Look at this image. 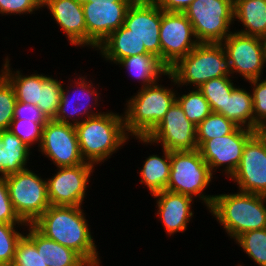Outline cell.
Returning <instances> with one entry per match:
<instances>
[{
	"mask_svg": "<svg viewBox=\"0 0 266 266\" xmlns=\"http://www.w3.org/2000/svg\"><path fill=\"white\" fill-rule=\"evenodd\" d=\"M170 87L156 82L138 89L136 94L126 100L123 115L129 137L146 138L160 123L176 101L175 92L178 91L173 89V86Z\"/></svg>",
	"mask_w": 266,
	"mask_h": 266,
	"instance_id": "obj_4",
	"label": "cell"
},
{
	"mask_svg": "<svg viewBox=\"0 0 266 266\" xmlns=\"http://www.w3.org/2000/svg\"><path fill=\"white\" fill-rule=\"evenodd\" d=\"M161 63L169 69L198 44L189 19L181 12L162 10L160 26Z\"/></svg>",
	"mask_w": 266,
	"mask_h": 266,
	"instance_id": "obj_13",
	"label": "cell"
},
{
	"mask_svg": "<svg viewBox=\"0 0 266 266\" xmlns=\"http://www.w3.org/2000/svg\"><path fill=\"white\" fill-rule=\"evenodd\" d=\"M14 119H25L37 123H47L49 120L36 105L20 101L16 102Z\"/></svg>",
	"mask_w": 266,
	"mask_h": 266,
	"instance_id": "obj_41",
	"label": "cell"
},
{
	"mask_svg": "<svg viewBox=\"0 0 266 266\" xmlns=\"http://www.w3.org/2000/svg\"><path fill=\"white\" fill-rule=\"evenodd\" d=\"M82 4L87 29V47L98 46L123 26L129 7L135 0H77Z\"/></svg>",
	"mask_w": 266,
	"mask_h": 266,
	"instance_id": "obj_10",
	"label": "cell"
},
{
	"mask_svg": "<svg viewBox=\"0 0 266 266\" xmlns=\"http://www.w3.org/2000/svg\"><path fill=\"white\" fill-rule=\"evenodd\" d=\"M11 266H47L35 244L23 235L18 241Z\"/></svg>",
	"mask_w": 266,
	"mask_h": 266,
	"instance_id": "obj_37",
	"label": "cell"
},
{
	"mask_svg": "<svg viewBox=\"0 0 266 266\" xmlns=\"http://www.w3.org/2000/svg\"><path fill=\"white\" fill-rule=\"evenodd\" d=\"M38 151L56 167L76 166L85 163L82 158L75 125L49 119L43 126Z\"/></svg>",
	"mask_w": 266,
	"mask_h": 266,
	"instance_id": "obj_15",
	"label": "cell"
},
{
	"mask_svg": "<svg viewBox=\"0 0 266 266\" xmlns=\"http://www.w3.org/2000/svg\"><path fill=\"white\" fill-rule=\"evenodd\" d=\"M237 125L225 116L212 112L196 126L198 148L206 141L230 134Z\"/></svg>",
	"mask_w": 266,
	"mask_h": 266,
	"instance_id": "obj_31",
	"label": "cell"
},
{
	"mask_svg": "<svg viewBox=\"0 0 266 266\" xmlns=\"http://www.w3.org/2000/svg\"><path fill=\"white\" fill-rule=\"evenodd\" d=\"M231 78L233 77L223 76L213 78L198 87V90L209 102L212 112L221 114V108H224L227 96L231 95L232 89L236 86Z\"/></svg>",
	"mask_w": 266,
	"mask_h": 266,
	"instance_id": "obj_29",
	"label": "cell"
},
{
	"mask_svg": "<svg viewBox=\"0 0 266 266\" xmlns=\"http://www.w3.org/2000/svg\"><path fill=\"white\" fill-rule=\"evenodd\" d=\"M0 73L10 82L15 91L16 100L33 105L40 102L41 86L43 82L50 76L45 74L23 75L20 70L10 68V59L6 57ZM12 69V70H11Z\"/></svg>",
	"mask_w": 266,
	"mask_h": 266,
	"instance_id": "obj_25",
	"label": "cell"
},
{
	"mask_svg": "<svg viewBox=\"0 0 266 266\" xmlns=\"http://www.w3.org/2000/svg\"><path fill=\"white\" fill-rule=\"evenodd\" d=\"M214 196L209 212L232 239L266 228V196L237 190Z\"/></svg>",
	"mask_w": 266,
	"mask_h": 266,
	"instance_id": "obj_3",
	"label": "cell"
},
{
	"mask_svg": "<svg viewBox=\"0 0 266 266\" xmlns=\"http://www.w3.org/2000/svg\"><path fill=\"white\" fill-rule=\"evenodd\" d=\"M243 29L236 31L247 36L266 38V0H234V21Z\"/></svg>",
	"mask_w": 266,
	"mask_h": 266,
	"instance_id": "obj_24",
	"label": "cell"
},
{
	"mask_svg": "<svg viewBox=\"0 0 266 266\" xmlns=\"http://www.w3.org/2000/svg\"><path fill=\"white\" fill-rule=\"evenodd\" d=\"M253 135L254 130L237 126L230 134L206 140L198 150L213 175L222 167V175L229 179L240 164L244 147Z\"/></svg>",
	"mask_w": 266,
	"mask_h": 266,
	"instance_id": "obj_14",
	"label": "cell"
},
{
	"mask_svg": "<svg viewBox=\"0 0 266 266\" xmlns=\"http://www.w3.org/2000/svg\"><path fill=\"white\" fill-rule=\"evenodd\" d=\"M16 102L13 86L0 73V131L9 129L14 119Z\"/></svg>",
	"mask_w": 266,
	"mask_h": 266,
	"instance_id": "obj_35",
	"label": "cell"
},
{
	"mask_svg": "<svg viewBox=\"0 0 266 266\" xmlns=\"http://www.w3.org/2000/svg\"><path fill=\"white\" fill-rule=\"evenodd\" d=\"M266 78V77H265ZM253 86L251 91L254 111V129L256 124L266 119V79H252L248 81Z\"/></svg>",
	"mask_w": 266,
	"mask_h": 266,
	"instance_id": "obj_38",
	"label": "cell"
},
{
	"mask_svg": "<svg viewBox=\"0 0 266 266\" xmlns=\"http://www.w3.org/2000/svg\"><path fill=\"white\" fill-rule=\"evenodd\" d=\"M163 155H149L140 169V184L147 187L151 195L167 188L171 170V151L162 148Z\"/></svg>",
	"mask_w": 266,
	"mask_h": 266,
	"instance_id": "obj_27",
	"label": "cell"
},
{
	"mask_svg": "<svg viewBox=\"0 0 266 266\" xmlns=\"http://www.w3.org/2000/svg\"><path fill=\"white\" fill-rule=\"evenodd\" d=\"M116 65L128 70V74L137 79V82H141L140 88L159 82L160 78L168 73V69L152 54L125 57Z\"/></svg>",
	"mask_w": 266,
	"mask_h": 266,
	"instance_id": "obj_26",
	"label": "cell"
},
{
	"mask_svg": "<svg viewBox=\"0 0 266 266\" xmlns=\"http://www.w3.org/2000/svg\"><path fill=\"white\" fill-rule=\"evenodd\" d=\"M221 115L238 127L254 130V111L251 91L235 86L227 96Z\"/></svg>",
	"mask_w": 266,
	"mask_h": 266,
	"instance_id": "obj_28",
	"label": "cell"
},
{
	"mask_svg": "<svg viewBox=\"0 0 266 266\" xmlns=\"http://www.w3.org/2000/svg\"><path fill=\"white\" fill-rule=\"evenodd\" d=\"M234 242L255 264L266 266V228L244 232Z\"/></svg>",
	"mask_w": 266,
	"mask_h": 266,
	"instance_id": "obj_32",
	"label": "cell"
},
{
	"mask_svg": "<svg viewBox=\"0 0 266 266\" xmlns=\"http://www.w3.org/2000/svg\"><path fill=\"white\" fill-rule=\"evenodd\" d=\"M230 179L241 192L266 196V146L255 134L247 141L240 164Z\"/></svg>",
	"mask_w": 266,
	"mask_h": 266,
	"instance_id": "obj_18",
	"label": "cell"
},
{
	"mask_svg": "<svg viewBox=\"0 0 266 266\" xmlns=\"http://www.w3.org/2000/svg\"><path fill=\"white\" fill-rule=\"evenodd\" d=\"M42 9V0H0V14H33Z\"/></svg>",
	"mask_w": 266,
	"mask_h": 266,
	"instance_id": "obj_39",
	"label": "cell"
},
{
	"mask_svg": "<svg viewBox=\"0 0 266 266\" xmlns=\"http://www.w3.org/2000/svg\"><path fill=\"white\" fill-rule=\"evenodd\" d=\"M96 50L106 62L114 64L125 57L149 54L144 44L124 25L113 31Z\"/></svg>",
	"mask_w": 266,
	"mask_h": 266,
	"instance_id": "obj_22",
	"label": "cell"
},
{
	"mask_svg": "<svg viewBox=\"0 0 266 266\" xmlns=\"http://www.w3.org/2000/svg\"><path fill=\"white\" fill-rule=\"evenodd\" d=\"M208 164L198 149L193 151H171V170L167 191L200 198L209 210L215 195H205L213 180ZM204 192V193H203Z\"/></svg>",
	"mask_w": 266,
	"mask_h": 266,
	"instance_id": "obj_6",
	"label": "cell"
},
{
	"mask_svg": "<svg viewBox=\"0 0 266 266\" xmlns=\"http://www.w3.org/2000/svg\"><path fill=\"white\" fill-rule=\"evenodd\" d=\"M50 10L52 19L66 35L70 45L87 46V29L82 8L77 0H42V8Z\"/></svg>",
	"mask_w": 266,
	"mask_h": 266,
	"instance_id": "obj_19",
	"label": "cell"
},
{
	"mask_svg": "<svg viewBox=\"0 0 266 266\" xmlns=\"http://www.w3.org/2000/svg\"><path fill=\"white\" fill-rule=\"evenodd\" d=\"M161 17L162 9L153 0H135L129 7L123 24L144 44L146 51L160 62Z\"/></svg>",
	"mask_w": 266,
	"mask_h": 266,
	"instance_id": "obj_17",
	"label": "cell"
},
{
	"mask_svg": "<svg viewBox=\"0 0 266 266\" xmlns=\"http://www.w3.org/2000/svg\"><path fill=\"white\" fill-rule=\"evenodd\" d=\"M176 102L181 106L188 120L196 126L212 113L209 102L198 88H192L187 94L178 95L176 92Z\"/></svg>",
	"mask_w": 266,
	"mask_h": 266,
	"instance_id": "obj_30",
	"label": "cell"
},
{
	"mask_svg": "<svg viewBox=\"0 0 266 266\" xmlns=\"http://www.w3.org/2000/svg\"><path fill=\"white\" fill-rule=\"evenodd\" d=\"M199 43H221L234 24V0H193L184 11Z\"/></svg>",
	"mask_w": 266,
	"mask_h": 266,
	"instance_id": "obj_7",
	"label": "cell"
},
{
	"mask_svg": "<svg viewBox=\"0 0 266 266\" xmlns=\"http://www.w3.org/2000/svg\"><path fill=\"white\" fill-rule=\"evenodd\" d=\"M254 134L266 146V119L256 124Z\"/></svg>",
	"mask_w": 266,
	"mask_h": 266,
	"instance_id": "obj_43",
	"label": "cell"
},
{
	"mask_svg": "<svg viewBox=\"0 0 266 266\" xmlns=\"http://www.w3.org/2000/svg\"><path fill=\"white\" fill-rule=\"evenodd\" d=\"M83 206L50 205L33 225L47 238L77 252L90 266L101 259Z\"/></svg>",
	"mask_w": 266,
	"mask_h": 266,
	"instance_id": "obj_1",
	"label": "cell"
},
{
	"mask_svg": "<svg viewBox=\"0 0 266 266\" xmlns=\"http://www.w3.org/2000/svg\"><path fill=\"white\" fill-rule=\"evenodd\" d=\"M25 227L28 224H5L0 223V266L12 264L18 241L25 234L20 233L17 227Z\"/></svg>",
	"mask_w": 266,
	"mask_h": 266,
	"instance_id": "obj_34",
	"label": "cell"
},
{
	"mask_svg": "<svg viewBox=\"0 0 266 266\" xmlns=\"http://www.w3.org/2000/svg\"><path fill=\"white\" fill-rule=\"evenodd\" d=\"M29 168L5 177L10 200L19 218L33 224L50 206L46 178Z\"/></svg>",
	"mask_w": 266,
	"mask_h": 266,
	"instance_id": "obj_8",
	"label": "cell"
},
{
	"mask_svg": "<svg viewBox=\"0 0 266 266\" xmlns=\"http://www.w3.org/2000/svg\"><path fill=\"white\" fill-rule=\"evenodd\" d=\"M31 149L10 130L0 131V176L25 170Z\"/></svg>",
	"mask_w": 266,
	"mask_h": 266,
	"instance_id": "obj_23",
	"label": "cell"
},
{
	"mask_svg": "<svg viewBox=\"0 0 266 266\" xmlns=\"http://www.w3.org/2000/svg\"><path fill=\"white\" fill-rule=\"evenodd\" d=\"M45 124L46 123H37L25 119H13L8 130L30 148H32L31 146L34 144H37L39 147L42 140L43 126Z\"/></svg>",
	"mask_w": 266,
	"mask_h": 266,
	"instance_id": "obj_36",
	"label": "cell"
},
{
	"mask_svg": "<svg viewBox=\"0 0 266 266\" xmlns=\"http://www.w3.org/2000/svg\"><path fill=\"white\" fill-rule=\"evenodd\" d=\"M163 11L181 12L188 8L193 0H153Z\"/></svg>",
	"mask_w": 266,
	"mask_h": 266,
	"instance_id": "obj_42",
	"label": "cell"
},
{
	"mask_svg": "<svg viewBox=\"0 0 266 266\" xmlns=\"http://www.w3.org/2000/svg\"><path fill=\"white\" fill-rule=\"evenodd\" d=\"M95 167L88 162L76 166L57 167L55 175L46 179L50 205L82 206Z\"/></svg>",
	"mask_w": 266,
	"mask_h": 266,
	"instance_id": "obj_12",
	"label": "cell"
},
{
	"mask_svg": "<svg viewBox=\"0 0 266 266\" xmlns=\"http://www.w3.org/2000/svg\"><path fill=\"white\" fill-rule=\"evenodd\" d=\"M167 78L176 88H198L213 78L231 76L227 55L221 43H199L168 69Z\"/></svg>",
	"mask_w": 266,
	"mask_h": 266,
	"instance_id": "obj_5",
	"label": "cell"
},
{
	"mask_svg": "<svg viewBox=\"0 0 266 266\" xmlns=\"http://www.w3.org/2000/svg\"><path fill=\"white\" fill-rule=\"evenodd\" d=\"M29 226V227H28ZM25 235L35 244L47 266H90L77 252L43 235L33 224Z\"/></svg>",
	"mask_w": 266,
	"mask_h": 266,
	"instance_id": "obj_21",
	"label": "cell"
},
{
	"mask_svg": "<svg viewBox=\"0 0 266 266\" xmlns=\"http://www.w3.org/2000/svg\"><path fill=\"white\" fill-rule=\"evenodd\" d=\"M221 44L227 55L231 76L236 73L235 75L242 76L245 81L263 77L266 67L265 39L243 35L233 30Z\"/></svg>",
	"mask_w": 266,
	"mask_h": 266,
	"instance_id": "obj_9",
	"label": "cell"
},
{
	"mask_svg": "<svg viewBox=\"0 0 266 266\" xmlns=\"http://www.w3.org/2000/svg\"><path fill=\"white\" fill-rule=\"evenodd\" d=\"M138 142L151 146L159 144L170 151H193L198 149L196 125L188 120L181 106L175 101L164 118L146 138Z\"/></svg>",
	"mask_w": 266,
	"mask_h": 266,
	"instance_id": "obj_11",
	"label": "cell"
},
{
	"mask_svg": "<svg viewBox=\"0 0 266 266\" xmlns=\"http://www.w3.org/2000/svg\"><path fill=\"white\" fill-rule=\"evenodd\" d=\"M63 80L58 81L49 76L41 86L40 102L37 107L46 115L48 119H53L57 113L61 99Z\"/></svg>",
	"mask_w": 266,
	"mask_h": 266,
	"instance_id": "obj_33",
	"label": "cell"
},
{
	"mask_svg": "<svg viewBox=\"0 0 266 266\" xmlns=\"http://www.w3.org/2000/svg\"><path fill=\"white\" fill-rule=\"evenodd\" d=\"M0 223L26 224L19 218L14 210L4 176H0Z\"/></svg>",
	"mask_w": 266,
	"mask_h": 266,
	"instance_id": "obj_40",
	"label": "cell"
},
{
	"mask_svg": "<svg viewBox=\"0 0 266 266\" xmlns=\"http://www.w3.org/2000/svg\"><path fill=\"white\" fill-rule=\"evenodd\" d=\"M75 130L82 158L93 165L104 163L130 141L122 113L108 111L89 117L76 124Z\"/></svg>",
	"mask_w": 266,
	"mask_h": 266,
	"instance_id": "obj_2",
	"label": "cell"
},
{
	"mask_svg": "<svg viewBox=\"0 0 266 266\" xmlns=\"http://www.w3.org/2000/svg\"><path fill=\"white\" fill-rule=\"evenodd\" d=\"M86 78V75L82 76L81 74L78 75V78L75 77L74 81L72 79V83H70L69 86H67L66 88H64L65 86L63 84L58 110L53 120L61 123L76 125L89 117L103 113L101 111L98 112V110L97 112H94L96 111L95 105H97L96 107H99L98 105H100V102H98V100L101 99V94L97 92L98 87L96 85H94L93 87V81H87ZM70 89L73 90L70 92ZM78 92L79 94H77Z\"/></svg>",
	"mask_w": 266,
	"mask_h": 266,
	"instance_id": "obj_16",
	"label": "cell"
},
{
	"mask_svg": "<svg viewBox=\"0 0 266 266\" xmlns=\"http://www.w3.org/2000/svg\"><path fill=\"white\" fill-rule=\"evenodd\" d=\"M156 199V216L162 221L168 236L177 232H184L194 215L192 197L170 192L167 190L157 192L153 195Z\"/></svg>",
	"mask_w": 266,
	"mask_h": 266,
	"instance_id": "obj_20",
	"label": "cell"
}]
</instances>
